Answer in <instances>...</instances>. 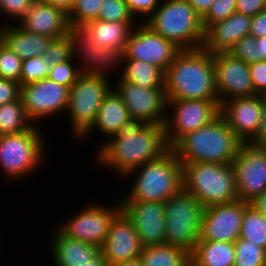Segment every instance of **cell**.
Returning <instances> with one entry per match:
<instances>
[{
    "instance_id": "obj_6",
    "label": "cell",
    "mask_w": 266,
    "mask_h": 266,
    "mask_svg": "<svg viewBox=\"0 0 266 266\" xmlns=\"http://www.w3.org/2000/svg\"><path fill=\"white\" fill-rule=\"evenodd\" d=\"M39 128L34 124L20 133L0 135V171H3L5 179L9 178V182L33 176L36 169L45 165L48 154L46 135Z\"/></svg>"
},
{
    "instance_id": "obj_5",
    "label": "cell",
    "mask_w": 266,
    "mask_h": 266,
    "mask_svg": "<svg viewBox=\"0 0 266 266\" xmlns=\"http://www.w3.org/2000/svg\"><path fill=\"white\" fill-rule=\"evenodd\" d=\"M144 23L182 50L203 45L205 30L202 17L187 0H161Z\"/></svg>"
},
{
    "instance_id": "obj_43",
    "label": "cell",
    "mask_w": 266,
    "mask_h": 266,
    "mask_svg": "<svg viewBox=\"0 0 266 266\" xmlns=\"http://www.w3.org/2000/svg\"><path fill=\"white\" fill-rule=\"evenodd\" d=\"M160 2L161 0H126L130 12L139 23H144L153 14Z\"/></svg>"
},
{
    "instance_id": "obj_14",
    "label": "cell",
    "mask_w": 266,
    "mask_h": 266,
    "mask_svg": "<svg viewBox=\"0 0 266 266\" xmlns=\"http://www.w3.org/2000/svg\"><path fill=\"white\" fill-rule=\"evenodd\" d=\"M113 81V89L125 104L131 119L164 125L167 112L165 88L148 89L127 82L121 77H115Z\"/></svg>"
},
{
    "instance_id": "obj_19",
    "label": "cell",
    "mask_w": 266,
    "mask_h": 266,
    "mask_svg": "<svg viewBox=\"0 0 266 266\" xmlns=\"http://www.w3.org/2000/svg\"><path fill=\"white\" fill-rule=\"evenodd\" d=\"M120 204L132 220L143 247L165 244L166 218L163 202L120 201Z\"/></svg>"
},
{
    "instance_id": "obj_2",
    "label": "cell",
    "mask_w": 266,
    "mask_h": 266,
    "mask_svg": "<svg viewBox=\"0 0 266 266\" xmlns=\"http://www.w3.org/2000/svg\"><path fill=\"white\" fill-rule=\"evenodd\" d=\"M166 100L219 101L213 54L203 47L179 52L165 72Z\"/></svg>"
},
{
    "instance_id": "obj_29",
    "label": "cell",
    "mask_w": 266,
    "mask_h": 266,
    "mask_svg": "<svg viewBox=\"0 0 266 266\" xmlns=\"http://www.w3.org/2000/svg\"><path fill=\"white\" fill-rule=\"evenodd\" d=\"M120 77L144 88H165V73L158 67L136 59H123Z\"/></svg>"
},
{
    "instance_id": "obj_49",
    "label": "cell",
    "mask_w": 266,
    "mask_h": 266,
    "mask_svg": "<svg viewBox=\"0 0 266 266\" xmlns=\"http://www.w3.org/2000/svg\"><path fill=\"white\" fill-rule=\"evenodd\" d=\"M194 10L203 17L210 9L214 0H187Z\"/></svg>"
},
{
    "instance_id": "obj_52",
    "label": "cell",
    "mask_w": 266,
    "mask_h": 266,
    "mask_svg": "<svg viewBox=\"0 0 266 266\" xmlns=\"http://www.w3.org/2000/svg\"><path fill=\"white\" fill-rule=\"evenodd\" d=\"M81 266H110L109 262L104 258L101 251L91 260L87 261L86 264Z\"/></svg>"
},
{
    "instance_id": "obj_38",
    "label": "cell",
    "mask_w": 266,
    "mask_h": 266,
    "mask_svg": "<svg viewBox=\"0 0 266 266\" xmlns=\"http://www.w3.org/2000/svg\"><path fill=\"white\" fill-rule=\"evenodd\" d=\"M22 60L0 39V78L20 84Z\"/></svg>"
},
{
    "instance_id": "obj_25",
    "label": "cell",
    "mask_w": 266,
    "mask_h": 266,
    "mask_svg": "<svg viewBox=\"0 0 266 266\" xmlns=\"http://www.w3.org/2000/svg\"><path fill=\"white\" fill-rule=\"evenodd\" d=\"M131 119L129 111L121 100L120 96L112 88L104 97L96 119L92 126L79 138V140L91 137L92 133L99 132L102 135L112 137L116 135L121 126ZM90 134V135H89ZM82 138V139H81Z\"/></svg>"
},
{
    "instance_id": "obj_41",
    "label": "cell",
    "mask_w": 266,
    "mask_h": 266,
    "mask_svg": "<svg viewBox=\"0 0 266 266\" xmlns=\"http://www.w3.org/2000/svg\"><path fill=\"white\" fill-rule=\"evenodd\" d=\"M35 0H0V14L3 18L6 17L4 22L0 24V28L6 24L17 23L25 12L32 6ZM9 18V19H8ZM12 19V20H11Z\"/></svg>"
},
{
    "instance_id": "obj_32",
    "label": "cell",
    "mask_w": 266,
    "mask_h": 266,
    "mask_svg": "<svg viewBox=\"0 0 266 266\" xmlns=\"http://www.w3.org/2000/svg\"><path fill=\"white\" fill-rule=\"evenodd\" d=\"M266 250V217L249 204L244 209L240 237Z\"/></svg>"
},
{
    "instance_id": "obj_22",
    "label": "cell",
    "mask_w": 266,
    "mask_h": 266,
    "mask_svg": "<svg viewBox=\"0 0 266 266\" xmlns=\"http://www.w3.org/2000/svg\"><path fill=\"white\" fill-rule=\"evenodd\" d=\"M16 25L28 33L44 35L51 39L61 38L71 32L68 13L37 0Z\"/></svg>"
},
{
    "instance_id": "obj_30",
    "label": "cell",
    "mask_w": 266,
    "mask_h": 266,
    "mask_svg": "<svg viewBox=\"0 0 266 266\" xmlns=\"http://www.w3.org/2000/svg\"><path fill=\"white\" fill-rule=\"evenodd\" d=\"M140 257L144 266H190L191 254L165 243L144 246Z\"/></svg>"
},
{
    "instance_id": "obj_15",
    "label": "cell",
    "mask_w": 266,
    "mask_h": 266,
    "mask_svg": "<svg viewBox=\"0 0 266 266\" xmlns=\"http://www.w3.org/2000/svg\"><path fill=\"white\" fill-rule=\"evenodd\" d=\"M20 99L26 115L34 123L65 113L69 88L44 78L20 87ZM64 111V112H63Z\"/></svg>"
},
{
    "instance_id": "obj_53",
    "label": "cell",
    "mask_w": 266,
    "mask_h": 266,
    "mask_svg": "<svg viewBox=\"0 0 266 266\" xmlns=\"http://www.w3.org/2000/svg\"><path fill=\"white\" fill-rule=\"evenodd\" d=\"M258 48V61L266 60V36L256 38Z\"/></svg>"
},
{
    "instance_id": "obj_12",
    "label": "cell",
    "mask_w": 266,
    "mask_h": 266,
    "mask_svg": "<svg viewBox=\"0 0 266 266\" xmlns=\"http://www.w3.org/2000/svg\"><path fill=\"white\" fill-rule=\"evenodd\" d=\"M71 36L73 57L80 59L75 61L78 62L81 74L102 76L113 80L110 75L113 71V74L117 72V76L120 77L123 70L124 50L98 46L81 27L71 28Z\"/></svg>"
},
{
    "instance_id": "obj_36",
    "label": "cell",
    "mask_w": 266,
    "mask_h": 266,
    "mask_svg": "<svg viewBox=\"0 0 266 266\" xmlns=\"http://www.w3.org/2000/svg\"><path fill=\"white\" fill-rule=\"evenodd\" d=\"M98 19L115 22H139L130 12L126 0H103Z\"/></svg>"
},
{
    "instance_id": "obj_27",
    "label": "cell",
    "mask_w": 266,
    "mask_h": 266,
    "mask_svg": "<svg viewBox=\"0 0 266 266\" xmlns=\"http://www.w3.org/2000/svg\"><path fill=\"white\" fill-rule=\"evenodd\" d=\"M139 22H115L94 19L81 28L98 46L124 50L132 29Z\"/></svg>"
},
{
    "instance_id": "obj_1",
    "label": "cell",
    "mask_w": 266,
    "mask_h": 266,
    "mask_svg": "<svg viewBox=\"0 0 266 266\" xmlns=\"http://www.w3.org/2000/svg\"><path fill=\"white\" fill-rule=\"evenodd\" d=\"M95 151L96 161L121 178L134 168L158 159L168 149L163 125L130 119L119 132L107 138Z\"/></svg>"
},
{
    "instance_id": "obj_54",
    "label": "cell",
    "mask_w": 266,
    "mask_h": 266,
    "mask_svg": "<svg viewBox=\"0 0 266 266\" xmlns=\"http://www.w3.org/2000/svg\"><path fill=\"white\" fill-rule=\"evenodd\" d=\"M114 266H144V264H143L141 257L139 256L137 258L115 264Z\"/></svg>"
},
{
    "instance_id": "obj_55",
    "label": "cell",
    "mask_w": 266,
    "mask_h": 266,
    "mask_svg": "<svg viewBox=\"0 0 266 266\" xmlns=\"http://www.w3.org/2000/svg\"><path fill=\"white\" fill-rule=\"evenodd\" d=\"M262 96H263V99L266 101V92H264V93L262 94Z\"/></svg>"
},
{
    "instance_id": "obj_50",
    "label": "cell",
    "mask_w": 266,
    "mask_h": 266,
    "mask_svg": "<svg viewBox=\"0 0 266 266\" xmlns=\"http://www.w3.org/2000/svg\"><path fill=\"white\" fill-rule=\"evenodd\" d=\"M249 205L266 217V191L259 196L254 197Z\"/></svg>"
},
{
    "instance_id": "obj_16",
    "label": "cell",
    "mask_w": 266,
    "mask_h": 266,
    "mask_svg": "<svg viewBox=\"0 0 266 266\" xmlns=\"http://www.w3.org/2000/svg\"><path fill=\"white\" fill-rule=\"evenodd\" d=\"M182 49L163 38L145 23H138L130 32L124 59H136L160 68L164 73Z\"/></svg>"
},
{
    "instance_id": "obj_44",
    "label": "cell",
    "mask_w": 266,
    "mask_h": 266,
    "mask_svg": "<svg viewBox=\"0 0 266 266\" xmlns=\"http://www.w3.org/2000/svg\"><path fill=\"white\" fill-rule=\"evenodd\" d=\"M249 70L254 91L262 95L266 92V60L249 64Z\"/></svg>"
},
{
    "instance_id": "obj_11",
    "label": "cell",
    "mask_w": 266,
    "mask_h": 266,
    "mask_svg": "<svg viewBox=\"0 0 266 266\" xmlns=\"http://www.w3.org/2000/svg\"><path fill=\"white\" fill-rule=\"evenodd\" d=\"M109 205L88 202L86 205L68 217L58 228L67 236L101 248L107 238L113 217L121 210L119 199ZM88 204V206H87ZM112 206V207H111Z\"/></svg>"
},
{
    "instance_id": "obj_24",
    "label": "cell",
    "mask_w": 266,
    "mask_h": 266,
    "mask_svg": "<svg viewBox=\"0 0 266 266\" xmlns=\"http://www.w3.org/2000/svg\"><path fill=\"white\" fill-rule=\"evenodd\" d=\"M52 235L50 255L54 266H81L100 252L98 246L69 237L58 227Z\"/></svg>"
},
{
    "instance_id": "obj_42",
    "label": "cell",
    "mask_w": 266,
    "mask_h": 266,
    "mask_svg": "<svg viewBox=\"0 0 266 266\" xmlns=\"http://www.w3.org/2000/svg\"><path fill=\"white\" fill-rule=\"evenodd\" d=\"M228 53L234 58L242 60L248 64L257 62L258 48L256 38L250 35L243 37Z\"/></svg>"
},
{
    "instance_id": "obj_45",
    "label": "cell",
    "mask_w": 266,
    "mask_h": 266,
    "mask_svg": "<svg viewBox=\"0 0 266 266\" xmlns=\"http://www.w3.org/2000/svg\"><path fill=\"white\" fill-rule=\"evenodd\" d=\"M20 84L16 81L0 78V106L20 98Z\"/></svg>"
},
{
    "instance_id": "obj_20",
    "label": "cell",
    "mask_w": 266,
    "mask_h": 266,
    "mask_svg": "<svg viewBox=\"0 0 266 266\" xmlns=\"http://www.w3.org/2000/svg\"><path fill=\"white\" fill-rule=\"evenodd\" d=\"M143 246L132 220L121 209L112 219L107 238L100 248L110 266L140 256Z\"/></svg>"
},
{
    "instance_id": "obj_26",
    "label": "cell",
    "mask_w": 266,
    "mask_h": 266,
    "mask_svg": "<svg viewBox=\"0 0 266 266\" xmlns=\"http://www.w3.org/2000/svg\"><path fill=\"white\" fill-rule=\"evenodd\" d=\"M0 39L23 61L42 56L51 38L24 31L16 24H6L0 28Z\"/></svg>"
},
{
    "instance_id": "obj_47",
    "label": "cell",
    "mask_w": 266,
    "mask_h": 266,
    "mask_svg": "<svg viewBox=\"0 0 266 266\" xmlns=\"http://www.w3.org/2000/svg\"><path fill=\"white\" fill-rule=\"evenodd\" d=\"M250 36L259 38L266 36V10L251 17Z\"/></svg>"
},
{
    "instance_id": "obj_56",
    "label": "cell",
    "mask_w": 266,
    "mask_h": 266,
    "mask_svg": "<svg viewBox=\"0 0 266 266\" xmlns=\"http://www.w3.org/2000/svg\"><path fill=\"white\" fill-rule=\"evenodd\" d=\"M190 266H207V265H190Z\"/></svg>"
},
{
    "instance_id": "obj_31",
    "label": "cell",
    "mask_w": 266,
    "mask_h": 266,
    "mask_svg": "<svg viewBox=\"0 0 266 266\" xmlns=\"http://www.w3.org/2000/svg\"><path fill=\"white\" fill-rule=\"evenodd\" d=\"M33 125L20 98L0 106V135L20 133Z\"/></svg>"
},
{
    "instance_id": "obj_33",
    "label": "cell",
    "mask_w": 266,
    "mask_h": 266,
    "mask_svg": "<svg viewBox=\"0 0 266 266\" xmlns=\"http://www.w3.org/2000/svg\"><path fill=\"white\" fill-rule=\"evenodd\" d=\"M234 246V266H266V250L262 247L242 238H238Z\"/></svg>"
},
{
    "instance_id": "obj_37",
    "label": "cell",
    "mask_w": 266,
    "mask_h": 266,
    "mask_svg": "<svg viewBox=\"0 0 266 266\" xmlns=\"http://www.w3.org/2000/svg\"><path fill=\"white\" fill-rule=\"evenodd\" d=\"M52 64L44 61L42 56L22 61L20 86L48 78Z\"/></svg>"
},
{
    "instance_id": "obj_18",
    "label": "cell",
    "mask_w": 266,
    "mask_h": 266,
    "mask_svg": "<svg viewBox=\"0 0 266 266\" xmlns=\"http://www.w3.org/2000/svg\"><path fill=\"white\" fill-rule=\"evenodd\" d=\"M213 63L220 105L226 100L258 95L253 88L248 63L230 53L213 54Z\"/></svg>"
},
{
    "instance_id": "obj_7",
    "label": "cell",
    "mask_w": 266,
    "mask_h": 266,
    "mask_svg": "<svg viewBox=\"0 0 266 266\" xmlns=\"http://www.w3.org/2000/svg\"><path fill=\"white\" fill-rule=\"evenodd\" d=\"M182 166L183 188L204 207L238 200L231 163L193 162Z\"/></svg>"
},
{
    "instance_id": "obj_51",
    "label": "cell",
    "mask_w": 266,
    "mask_h": 266,
    "mask_svg": "<svg viewBox=\"0 0 266 266\" xmlns=\"http://www.w3.org/2000/svg\"><path fill=\"white\" fill-rule=\"evenodd\" d=\"M37 1L44 2L51 6L63 9L68 14L72 10L75 3V0H37Z\"/></svg>"
},
{
    "instance_id": "obj_46",
    "label": "cell",
    "mask_w": 266,
    "mask_h": 266,
    "mask_svg": "<svg viewBox=\"0 0 266 266\" xmlns=\"http://www.w3.org/2000/svg\"><path fill=\"white\" fill-rule=\"evenodd\" d=\"M266 10V0H236V12L253 17Z\"/></svg>"
},
{
    "instance_id": "obj_13",
    "label": "cell",
    "mask_w": 266,
    "mask_h": 266,
    "mask_svg": "<svg viewBox=\"0 0 266 266\" xmlns=\"http://www.w3.org/2000/svg\"><path fill=\"white\" fill-rule=\"evenodd\" d=\"M231 165L238 200L249 203L266 191V146L241 143Z\"/></svg>"
},
{
    "instance_id": "obj_3",
    "label": "cell",
    "mask_w": 266,
    "mask_h": 266,
    "mask_svg": "<svg viewBox=\"0 0 266 266\" xmlns=\"http://www.w3.org/2000/svg\"><path fill=\"white\" fill-rule=\"evenodd\" d=\"M136 175V176H135ZM134 181L119 201L165 202L183 188V166L172 148L158 159L130 170ZM126 195V196H125Z\"/></svg>"
},
{
    "instance_id": "obj_28",
    "label": "cell",
    "mask_w": 266,
    "mask_h": 266,
    "mask_svg": "<svg viewBox=\"0 0 266 266\" xmlns=\"http://www.w3.org/2000/svg\"><path fill=\"white\" fill-rule=\"evenodd\" d=\"M234 243L197 241L191 254L190 265L234 266Z\"/></svg>"
},
{
    "instance_id": "obj_4",
    "label": "cell",
    "mask_w": 266,
    "mask_h": 266,
    "mask_svg": "<svg viewBox=\"0 0 266 266\" xmlns=\"http://www.w3.org/2000/svg\"><path fill=\"white\" fill-rule=\"evenodd\" d=\"M241 143L219 114L205 126L183 136L172 149L181 163L230 164Z\"/></svg>"
},
{
    "instance_id": "obj_23",
    "label": "cell",
    "mask_w": 266,
    "mask_h": 266,
    "mask_svg": "<svg viewBox=\"0 0 266 266\" xmlns=\"http://www.w3.org/2000/svg\"><path fill=\"white\" fill-rule=\"evenodd\" d=\"M251 17L235 12L226 20L210 25L202 47L209 53H228L243 37L249 36Z\"/></svg>"
},
{
    "instance_id": "obj_8",
    "label": "cell",
    "mask_w": 266,
    "mask_h": 266,
    "mask_svg": "<svg viewBox=\"0 0 266 266\" xmlns=\"http://www.w3.org/2000/svg\"><path fill=\"white\" fill-rule=\"evenodd\" d=\"M204 208L184 188L165 201V243L192 254L200 236Z\"/></svg>"
},
{
    "instance_id": "obj_35",
    "label": "cell",
    "mask_w": 266,
    "mask_h": 266,
    "mask_svg": "<svg viewBox=\"0 0 266 266\" xmlns=\"http://www.w3.org/2000/svg\"><path fill=\"white\" fill-rule=\"evenodd\" d=\"M43 60L52 66L63 63L73 57V41L70 34L61 38L52 39L42 54Z\"/></svg>"
},
{
    "instance_id": "obj_9",
    "label": "cell",
    "mask_w": 266,
    "mask_h": 266,
    "mask_svg": "<svg viewBox=\"0 0 266 266\" xmlns=\"http://www.w3.org/2000/svg\"><path fill=\"white\" fill-rule=\"evenodd\" d=\"M113 88L111 79L80 74L69 89L66 112L74 139L80 138L94 123L104 97Z\"/></svg>"
},
{
    "instance_id": "obj_48",
    "label": "cell",
    "mask_w": 266,
    "mask_h": 266,
    "mask_svg": "<svg viewBox=\"0 0 266 266\" xmlns=\"http://www.w3.org/2000/svg\"><path fill=\"white\" fill-rule=\"evenodd\" d=\"M249 143L266 146V101L264 99L259 129L255 137Z\"/></svg>"
},
{
    "instance_id": "obj_10",
    "label": "cell",
    "mask_w": 266,
    "mask_h": 266,
    "mask_svg": "<svg viewBox=\"0 0 266 266\" xmlns=\"http://www.w3.org/2000/svg\"><path fill=\"white\" fill-rule=\"evenodd\" d=\"M166 111L163 126L167 145L172 148L183 136L215 119L220 114V103L199 99L169 100Z\"/></svg>"
},
{
    "instance_id": "obj_40",
    "label": "cell",
    "mask_w": 266,
    "mask_h": 266,
    "mask_svg": "<svg viewBox=\"0 0 266 266\" xmlns=\"http://www.w3.org/2000/svg\"><path fill=\"white\" fill-rule=\"evenodd\" d=\"M236 12V0H214L209 11L202 17L204 30L210 25L226 20Z\"/></svg>"
},
{
    "instance_id": "obj_21",
    "label": "cell",
    "mask_w": 266,
    "mask_h": 266,
    "mask_svg": "<svg viewBox=\"0 0 266 266\" xmlns=\"http://www.w3.org/2000/svg\"><path fill=\"white\" fill-rule=\"evenodd\" d=\"M263 96L234 98L220 105V114L242 143H249L256 135L262 115Z\"/></svg>"
},
{
    "instance_id": "obj_34",
    "label": "cell",
    "mask_w": 266,
    "mask_h": 266,
    "mask_svg": "<svg viewBox=\"0 0 266 266\" xmlns=\"http://www.w3.org/2000/svg\"><path fill=\"white\" fill-rule=\"evenodd\" d=\"M103 0H75L72 10L68 14L71 28L81 27L86 22L98 19V12Z\"/></svg>"
},
{
    "instance_id": "obj_17",
    "label": "cell",
    "mask_w": 266,
    "mask_h": 266,
    "mask_svg": "<svg viewBox=\"0 0 266 266\" xmlns=\"http://www.w3.org/2000/svg\"><path fill=\"white\" fill-rule=\"evenodd\" d=\"M248 204L236 200L205 207L198 241L234 243L240 237L244 209Z\"/></svg>"
},
{
    "instance_id": "obj_39",
    "label": "cell",
    "mask_w": 266,
    "mask_h": 266,
    "mask_svg": "<svg viewBox=\"0 0 266 266\" xmlns=\"http://www.w3.org/2000/svg\"><path fill=\"white\" fill-rule=\"evenodd\" d=\"M80 74L77 62L72 57L63 63L52 66L48 78L70 89Z\"/></svg>"
}]
</instances>
